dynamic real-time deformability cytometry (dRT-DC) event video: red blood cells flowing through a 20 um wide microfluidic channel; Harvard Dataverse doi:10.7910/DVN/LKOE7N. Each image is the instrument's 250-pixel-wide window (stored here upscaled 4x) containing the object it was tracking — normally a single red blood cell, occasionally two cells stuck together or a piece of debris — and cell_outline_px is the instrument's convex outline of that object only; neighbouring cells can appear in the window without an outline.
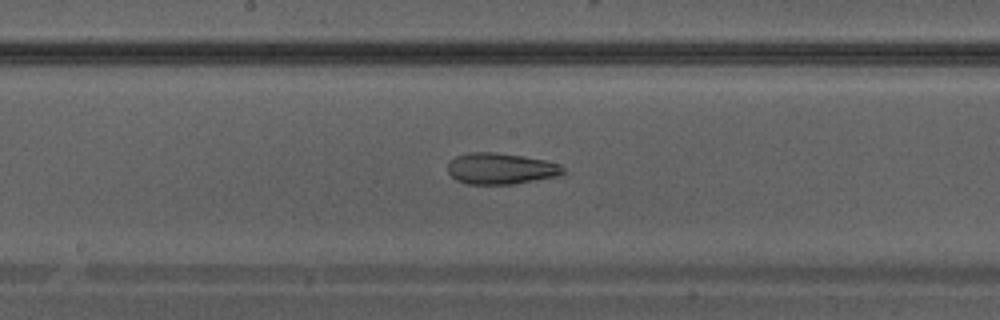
{"species": "Egyptian fruit bat (a non-hibernating species)", "species_latin": "Rousettus aegyptiacus", "temperature_condition": "warm", "stored_images_in_passage": 36, "camera_frame_rate_fps": 3000, "um_per_image_px": 0.085, "animal": {"sex": "male"}, "frame": {"image": 1, "passage_image": 21, "time_ms": 6.667, "image_size_px": [1000, 320], "cell_outline_px": [[564, 172], [560, 176], [512, 184], [468, 184], [456, 180], [448, 172], [448, 160], [456, 156], [472, 152], [496, 152], [544, 160], [560, 164], [564, 168]], "centroid_in_image_um": [42.55, 14.33], "position_along_channel_um": 205.6, "area_um2": 20.98}}